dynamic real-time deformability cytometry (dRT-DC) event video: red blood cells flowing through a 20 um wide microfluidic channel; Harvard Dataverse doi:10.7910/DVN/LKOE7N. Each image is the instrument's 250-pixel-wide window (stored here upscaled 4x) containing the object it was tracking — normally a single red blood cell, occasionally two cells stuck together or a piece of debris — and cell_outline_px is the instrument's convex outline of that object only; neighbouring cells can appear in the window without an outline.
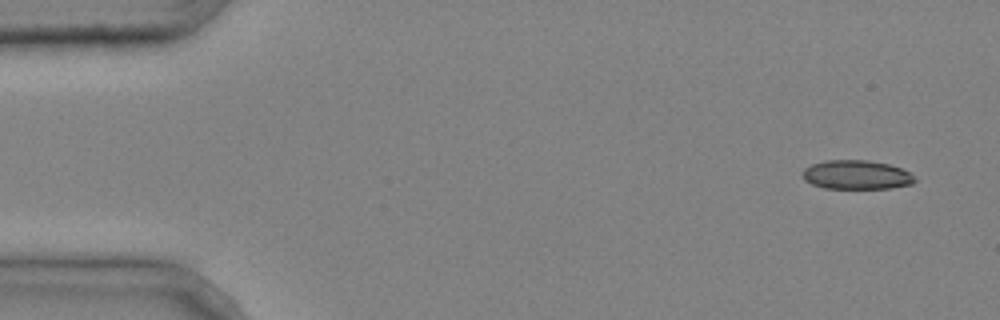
{"species": "common noctule bat (a hibernating species)", "species_latin": "Nyctalus noctula", "temperature_condition": "cold", "stored_images_in_passage": 4, "camera_frame_rate_fps": 3000, "um_per_image_px": 0.085, "animal": {"sex": "male", "body_mass_g": 20.4}, "frame": {"image": 1, "passage_image": 1, "time_ms": 0.0, "image_size_px": [1000, 320], "cell_outline_px": [[916, 180], [912, 184], [892, 188], [824, 188], [812, 184], [804, 180], [804, 168], [812, 164], [824, 160], [868, 160], [888, 164], [900, 168], [908, 172]], "centroid_in_image_um": [72.79, 14.85], "position_along_channel_um": 12.2, "area_um2": 18.84}}
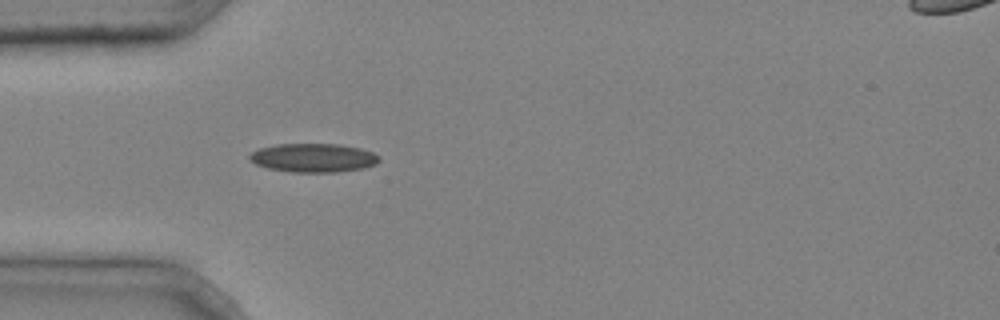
{"frame": {"image": 2, "passage_image": 4, "time_ms": 1.0, "image_size_px": [1000, 320], "cell_outline_px": [[380, 160], [376, 164], [364, 168], [336, 172], [292, 172], [268, 168], [256, 164], [248, 156], [252, 152], [260, 148], [276, 144], [340, 144], [360, 148], [372, 152], [380, 156]], "centroid_in_image_um": [26.67, 13.41], "position_along_channel_um": 58.3, "area_um2": 21.68}}